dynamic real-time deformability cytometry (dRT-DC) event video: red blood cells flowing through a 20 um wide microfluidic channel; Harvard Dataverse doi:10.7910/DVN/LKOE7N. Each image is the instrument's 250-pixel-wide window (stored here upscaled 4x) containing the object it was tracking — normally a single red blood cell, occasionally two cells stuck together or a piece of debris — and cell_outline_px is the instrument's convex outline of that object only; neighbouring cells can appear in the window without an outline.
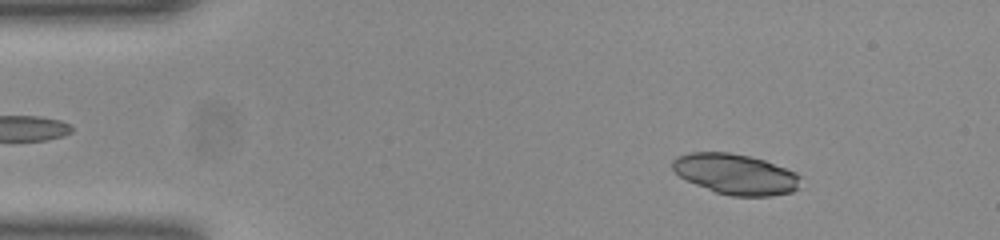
{"species": "common noctule bat (a hibernating species)", "species_latin": "Nyctalus noctula", "temperature_condition": "room temperature", "stored_images_in_passage": 43, "camera_frame_rate_fps": 3000, "um_per_image_px": 0.085, "animal": {"sex": "female", "body_mass_g": 23.0, "forearm_length_mm": 53.4}, "frame": {"image": 1, "passage_image": 6, "time_ms": 1.667, "image_size_px": [1000, 240], "cell_outline_px": [[800, 188], [792, 192], [772, 196], [732, 196], [716, 192], [696, 184], [680, 176], [672, 168], [672, 160], [676, 156], [688, 152], [728, 152], [748, 156], [764, 160], [796, 172], [800, 176]], "centroid_in_image_um": [62.54, 14.8], "position_along_channel_um": 22.5, "area_um2": 30.23}}